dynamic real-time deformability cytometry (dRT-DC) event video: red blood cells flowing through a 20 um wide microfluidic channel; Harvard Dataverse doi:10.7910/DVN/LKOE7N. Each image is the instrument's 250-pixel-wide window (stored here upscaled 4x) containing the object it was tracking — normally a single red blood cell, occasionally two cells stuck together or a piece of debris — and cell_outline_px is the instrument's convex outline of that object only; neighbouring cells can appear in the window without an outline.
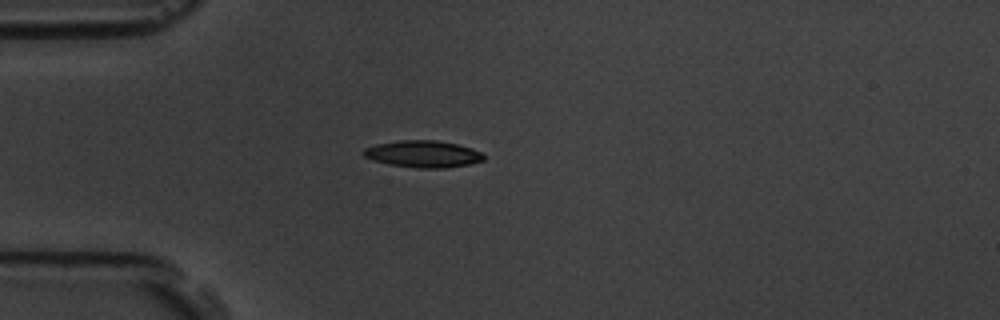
{"species": "common noctule bat (a hibernating species)", "species_latin": "Nyctalus noctula", "temperature_condition": "room temperature", "stored_images_in_passage": 12, "camera_frame_rate_fps": 3000, "um_per_image_px": 0.085, "animal": {"sex": "male", "body_mass_g": 19.5, "forearm_length_mm": 54.6}, "frame": {"image": 1, "passage_image": 1, "time_ms": 0.0, "image_size_px": [1000, 320], "cell_outline_px": [[484, 160], [468, 164], [444, 168], [420, 168], [388, 164], [372, 160], [364, 156], [360, 152], [364, 148], [376, 144], [400, 140], [436, 140], [456, 144], [472, 148], [480, 152], [484, 156]], "centroid_in_image_um": [35.91, 13.08], "position_along_channel_um": 49.1, "area_um2": 18.79}}
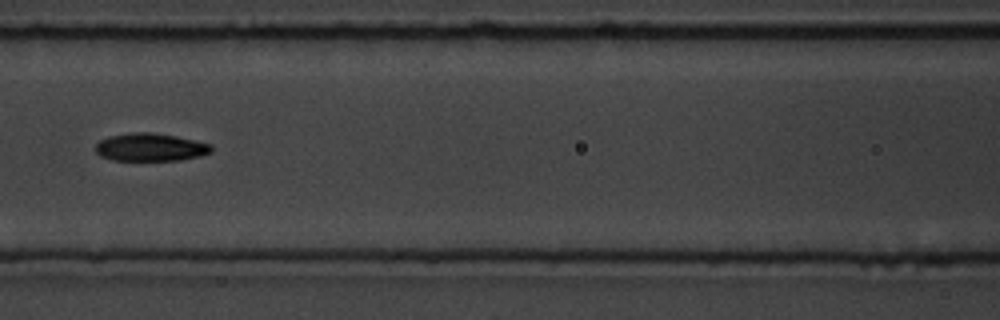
{"frame": {"image": 2, "passage_image": 4, "time_ms": 3.333, "image_size_px": [1000, 320], "cell_outline_px": [[212, 152], [200, 156], [180, 160], [112, 160], [100, 156], [96, 152], [96, 144], [100, 140], [108, 136], [132, 132], [152, 132], [176, 136], [212, 144]], "centroid_in_image_um": [12.79, 12.51], "position_along_channel_um": 153.8, "area_um2": 18.9}}
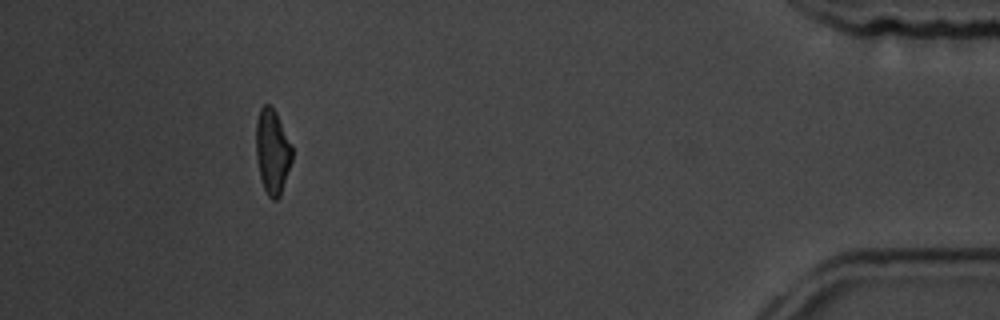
{"frame": {"image": 3, "passage_image": 11, "time_ms": 12.333, "image_size_px": [1000, 320], "cell_outline_px": [[292, 160], [280, 196], [276, 200], [272, 200], [268, 196], [264, 188], [260, 176], [256, 156], [256, 120], [260, 108], [264, 104], [268, 104], [276, 112], [292, 144]], "centroid_in_image_um": [23.15, 12.87], "position_along_channel_um": 412.0, "area_um2": 17.86}, "authors_computed_cell_mechanics": {"area_um2": 18.496, "velocity_mm_per_s": 3.5603, "shape_relaxation_time_tau1_ms": 2.97, "shape_relaxation_time_tau2_ms": 2.6943, "deformation_change_tau1": 0.1316, "deformation_change_tau2": 0.0989}}